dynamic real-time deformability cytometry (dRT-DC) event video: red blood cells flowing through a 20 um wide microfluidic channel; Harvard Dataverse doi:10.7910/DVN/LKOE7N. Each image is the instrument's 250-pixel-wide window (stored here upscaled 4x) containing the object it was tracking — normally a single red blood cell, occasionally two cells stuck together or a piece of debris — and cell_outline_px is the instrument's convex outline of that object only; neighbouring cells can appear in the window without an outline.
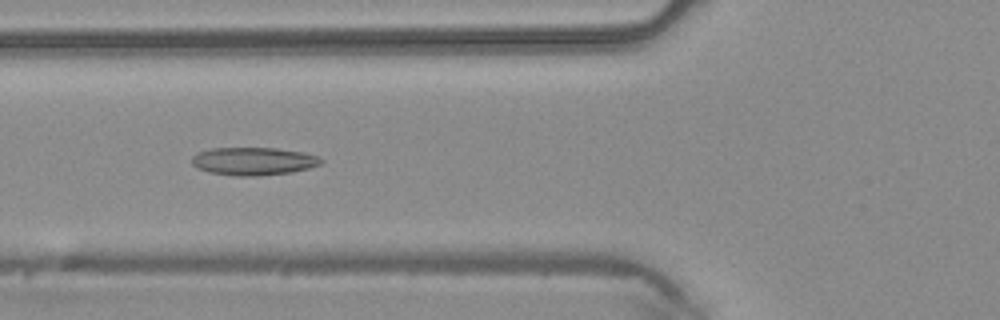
{"species": "common noctule bat (a hibernating species)", "species_latin": "Nyctalus noctula", "temperature_condition": "warm", "stored_images_in_passage": 43, "camera_frame_rate_fps": 3000, "um_per_image_px": 0.085, "animal": {"sex": "male", "body_mass_g": 20.4}, "frame": {"image": 1, "passage_image": 14, "time_ms": 4.333, "image_size_px": [1000, 320], "cell_outline_px": [[324, 160], [320, 164], [308, 168], [292, 172], [260, 176], [232, 176], [208, 172], [196, 168], [192, 164], [192, 156], [196, 152], [212, 148], [276, 148], [304, 152], [316, 156]], "centroid_in_image_um": [21.5, 13.71], "position_along_channel_um": 104.3, "area_um2": 21.21}}
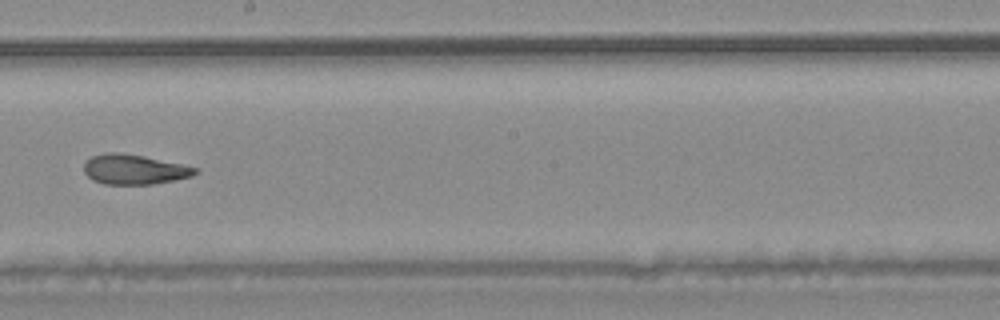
{"frame": {"image": 2, "passage_image": 23, "time_ms": 7.333, "image_size_px": [1000, 320], "cell_outline_px": [[200, 172], [192, 176], [152, 184], [104, 184], [92, 180], [84, 172], [84, 164], [92, 156], [104, 152], [116, 152], [144, 156], [200, 168]], "centroid_in_image_um": [11.42, 14.4], "position_along_channel_um": 236.8, "area_um2": 19.36}}
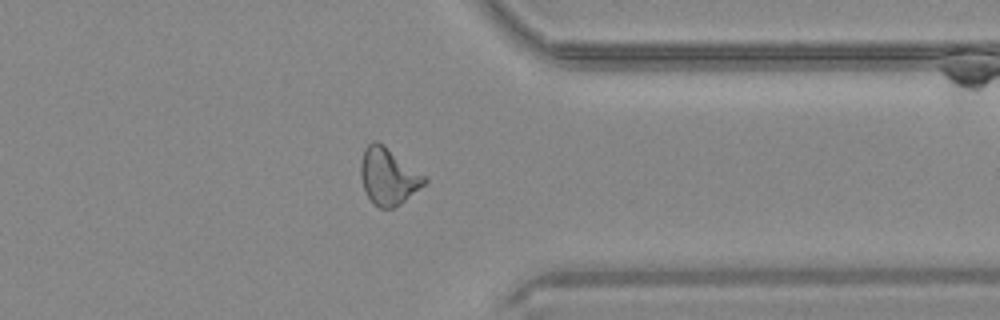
{"frame": {"image": 3, "passage_image": 33, "time_ms": 10.667, "image_size_px": [1000, 320], "cell_outline_px": [[428, 180], [424, 184], [400, 204], [392, 208], [380, 208], [372, 204], [364, 188], [360, 176], [360, 160], [364, 148], [372, 140], [376, 140], [384, 144], [428, 176]], "centroid_in_image_um": [33.0, 14.95], "position_along_channel_um": 378.4, "area_um2": 21.44}}